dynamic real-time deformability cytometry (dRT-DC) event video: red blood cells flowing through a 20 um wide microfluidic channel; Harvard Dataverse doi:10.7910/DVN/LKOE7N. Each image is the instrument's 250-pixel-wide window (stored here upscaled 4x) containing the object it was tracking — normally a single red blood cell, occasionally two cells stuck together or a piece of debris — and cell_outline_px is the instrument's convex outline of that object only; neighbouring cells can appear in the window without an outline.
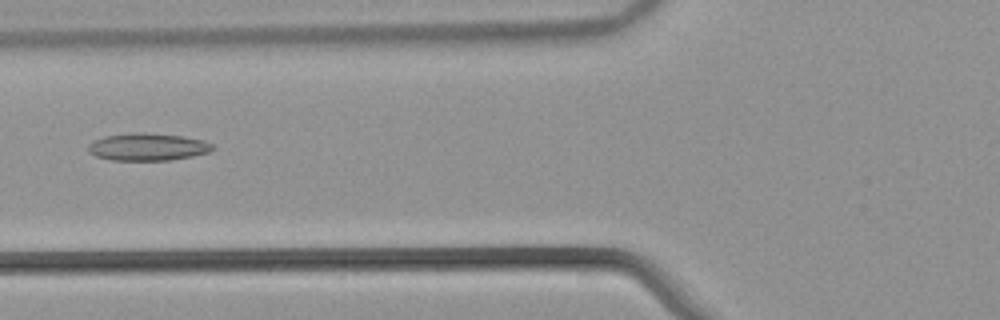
{"species": "common noctule bat (a hibernating species)", "species_latin": "Nyctalus noctula", "temperature_condition": "warm", "stored_images_in_passage": 36, "camera_frame_rate_fps": 3000, "um_per_image_px": 0.085, "animal": {"sex": "male", "body_mass_g": 21.5, "forearm_length_mm": 52.0}, "frame": {"image": 1, "passage_image": 4, "time_ms": 1.0, "image_size_px": [1000, 320], "cell_outline_px": [[216, 148], [208, 152], [192, 156], [168, 160], [112, 160], [96, 156], [88, 152], [88, 144], [92, 140], [104, 136], [132, 132], [144, 132], [184, 136], [204, 140], [212, 144]], "centroid_in_image_um": [12.53, 12.47], "position_along_channel_um": 113.3, "area_um2": 20.06}}
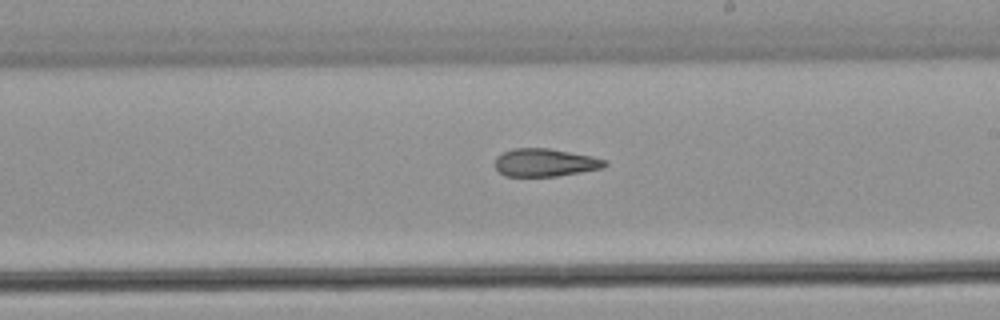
{"frame": {"image": 2, "passage_image": 14, "time_ms": 4.333, "image_size_px": [1000, 320], "cell_outline_px": [[608, 164], [604, 168], [556, 176], [504, 176], [496, 168], [496, 156], [512, 148], [548, 148], [592, 156], [608, 160]], "centroid_in_image_um": [46.36, 13.81], "position_along_channel_um": 242.6, "area_um2": 17.86}}
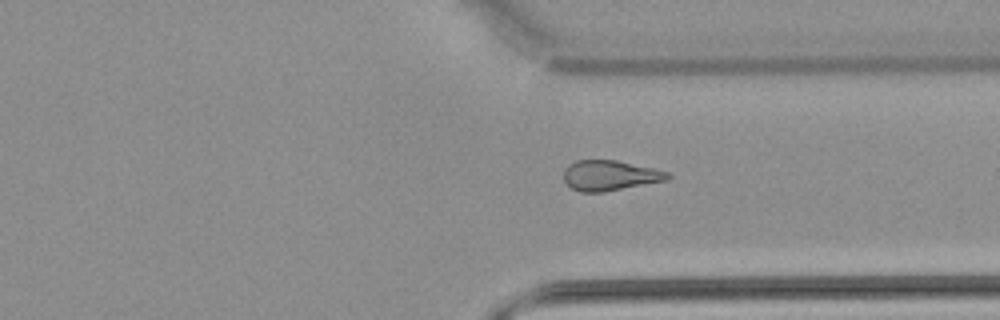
{"frame": {"image": 3, "passage_image": 23, "time_ms": 7.333, "image_size_px": [1000, 320], "cell_outline_px": [[672, 176], [668, 180], [604, 192], [580, 192], [572, 188], [564, 180], [564, 168], [568, 164], [576, 160], [616, 160], [652, 168], [668, 172]], "centroid_in_image_um": [51.83, 14.91], "position_along_channel_um": 359.6, "area_um2": 18.32}}